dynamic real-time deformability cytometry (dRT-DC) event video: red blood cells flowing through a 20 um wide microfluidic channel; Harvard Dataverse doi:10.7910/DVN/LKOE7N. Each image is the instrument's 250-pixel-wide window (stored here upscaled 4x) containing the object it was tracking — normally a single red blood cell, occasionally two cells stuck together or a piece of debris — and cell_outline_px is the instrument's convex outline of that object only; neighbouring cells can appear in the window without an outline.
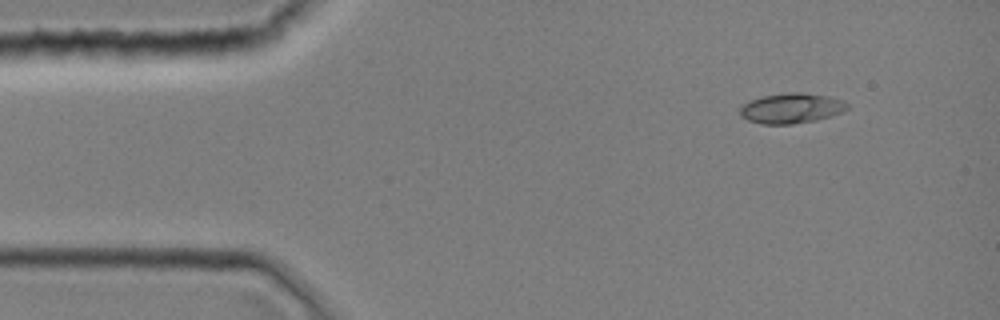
{"species": "common noctule bat (a hibernating species)", "species_latin": "Nyctalus noctula", "temperature_condition": "room temperature", "stored_images_in_passage": 2, "camera_frame_rate_fps": 3000, "um_per_image_px": 0.085, "animal": {"sex": "female", "body_mass_g": 19.0, "forearm_length_mm": 51.5}, "frame": {"image": 1, "passage_image": 1, "time_ms": 0.0, "image_size_px": [1000, 320], "cell_outline_px": [[848, 108], [840, 112], [816, 120], [792, 124], [760, 124], [748, 120], [740, 116], [740, 108], [748, 100], [764, 96], [788, 92], [800, 92], [828, 96], [844, 100], [848, 104]], "centroid_in_image_um": [67.24, 9.19], "position_along_channel_um": 17.8, "area_um2": 18.79}}